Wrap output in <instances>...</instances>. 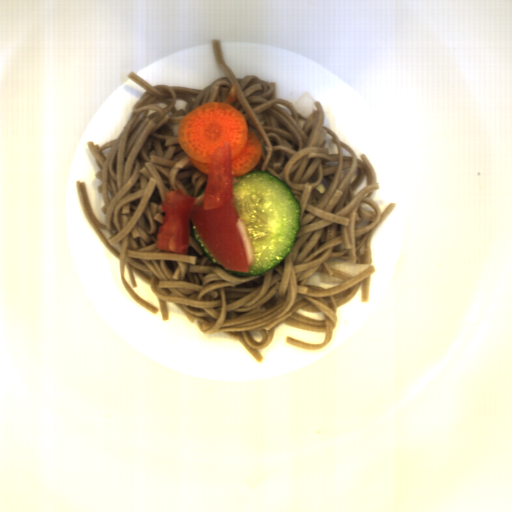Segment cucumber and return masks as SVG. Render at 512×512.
Returning <instances> with one entry per match:
<instances>
[{
	"instance_id": "1",
	"label": "cucumber",
	"mask_w": 512,
	"mask_h": 512,
	"mask_svg": "<svg viewBox=\"0 0 512 512\" xmlns=\"http://www.w3.org/2000/svg\"><path fill=\"white\" fill-rule=\"evenodd\" d=\"M234 206L243 219L253 248L247 272L230 271L204 246L192 220L190 236L216 266L237 277L271 271L292 251L300 230V202L290 186L268 170L236 176Z\"/></svg>"
}]
</instances>
